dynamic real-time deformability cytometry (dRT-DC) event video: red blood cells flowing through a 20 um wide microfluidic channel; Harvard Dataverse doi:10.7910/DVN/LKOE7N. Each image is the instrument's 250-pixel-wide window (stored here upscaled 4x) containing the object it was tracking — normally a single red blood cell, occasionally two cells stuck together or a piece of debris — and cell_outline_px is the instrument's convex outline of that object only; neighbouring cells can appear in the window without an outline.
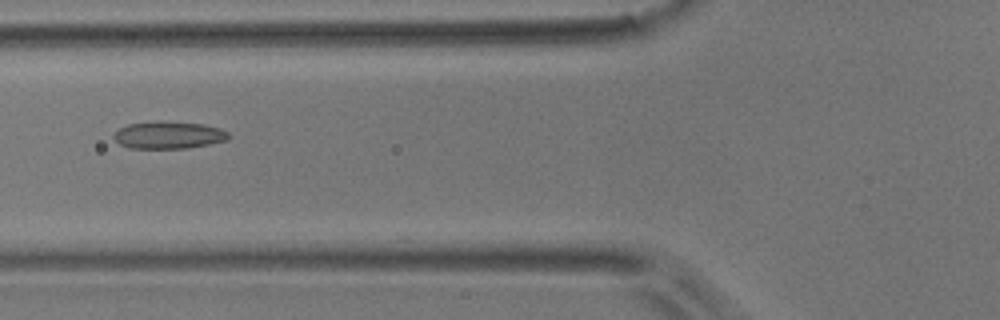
{"species": "common noctule bat (a hibernating species)", "species_latin": "Nyctalus noctula", "temperature_condition": "room temperature", "stored_images_in_passage": 18, "camera_frame_rate_fps": 3000, "um_per_image_px": 0.085, "animal": {"sex": "male", "body_mass_g": 17.9}, "frame": {"image": 1, "passage_image": 12, "time_ms": 3.667, "image_size_px": [1000, 320], "cell_outline_px": [[232, 136], [228, 140], [188, 148], [132, 148], [120, 144], [112, 136], [120, 128], [128, 124], [160, 120], [204, 124], [220, 128], [228, 132]], "centroid_in_image_um": [14.37, 11.47], "position_along_channel_um": 111.4, "area_um2": 18.38}}